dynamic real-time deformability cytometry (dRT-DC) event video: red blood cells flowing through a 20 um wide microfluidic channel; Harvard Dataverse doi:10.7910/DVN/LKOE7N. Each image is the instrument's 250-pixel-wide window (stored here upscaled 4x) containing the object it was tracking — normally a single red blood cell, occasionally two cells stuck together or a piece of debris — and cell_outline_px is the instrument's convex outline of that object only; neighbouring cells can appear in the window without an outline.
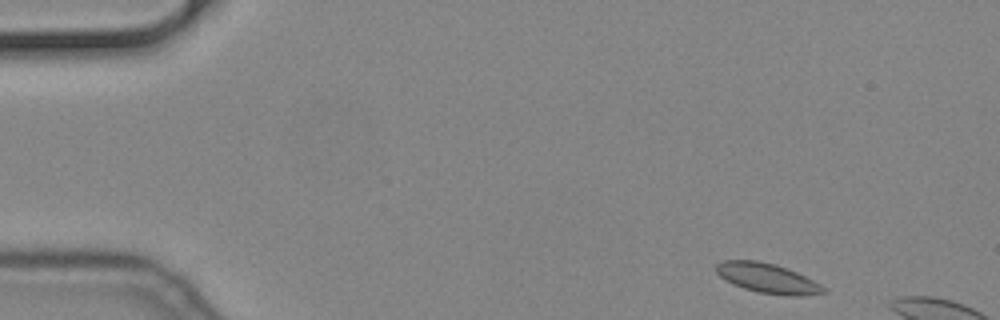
{"species": "common noctule bat (a hibernating species)", "species_latin": "Nyctalus noctula", "temperature_condition": "cold", "stored_images_in_passage": 8, "camera_frame_rate_fps": 3000, "um_per_image_px": 0.085, "animal": {"sex": "male", "body_mass_g": 19.2, "forearm_length_mm": 51.8}, "frame": {"image": 1, "passage_image": 2, "time_ms": 0.333, "image_size_px": [1000, 320], "cell_outline_px": [[828, 292], [804, 296], [792, 296], [760, 292], [744, 288], [732, 284], [720, 276], [716, 272], [716, 264], [724, 260], [756, 260], [776, 264], [796, 272], [828, 288]], "centroid_in_image_um": [65.26, 23.65], "position_along_channel_um": 19.7, "area_um2": 18.55}}